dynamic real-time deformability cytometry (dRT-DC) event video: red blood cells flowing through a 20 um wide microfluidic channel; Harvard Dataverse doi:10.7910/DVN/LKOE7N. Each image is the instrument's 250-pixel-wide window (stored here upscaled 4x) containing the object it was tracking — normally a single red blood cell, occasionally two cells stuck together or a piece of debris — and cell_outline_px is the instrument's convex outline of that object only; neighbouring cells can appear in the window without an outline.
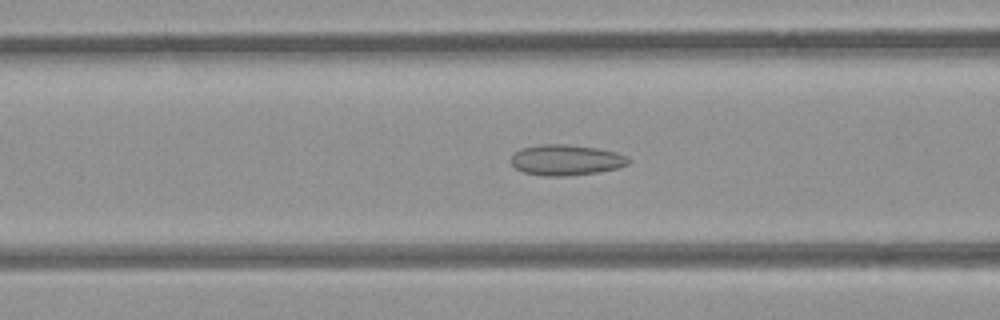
{"species": "common noctule bat (a hibernating species)", "species_latin": "Nyctalus noctula", "temperature_condition": "room temperature", "stored_images_in_passage": 52, "camera_frame_rate_fps": 3000, "um_per_image_px": 0.085, "animal": {"sex": "female", "body_mass_g": 21.9}, "frame": {"image": 1, "passage_image": 20, "time_ms": 6.333, "image_size_px": [1000, 320], "cell_outline_px": [[628, 164], [616, 168], [600, 172], [564, 176], [544, 176], [524, 172], [516, 168], [508, 160], [520, 148], [540, 144], [564, 144], [596, 148], [612, 152], [624, 156], [628, 160]], "centroid_in_image_um": [48.03, 13.6], "position_along_channel_um": 118.6, "area_um2": 20.75}}
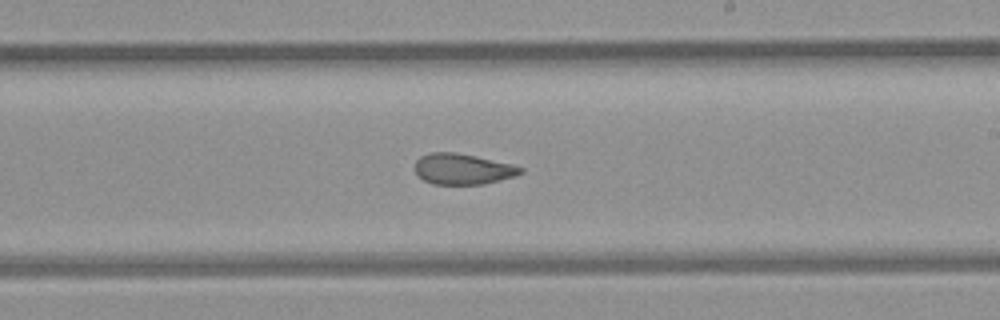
{"frame": {"image": 2, "passage_image": 30, "time_ms": 9.667, "image_size_px": [1000, 320], "cell_outline_px": [[524, 172], [516, 176], [484, 184], [432, 184], [424, 180], [416, 172], [416, 160], [420, 156], [432, 152], [456, 152], [476, 156], [512, 164], [524, 168]], "centroid_in_image_um": [39.36, 14.36], "position_along_channel_um": 249.6, "area_um2": 18.96}}
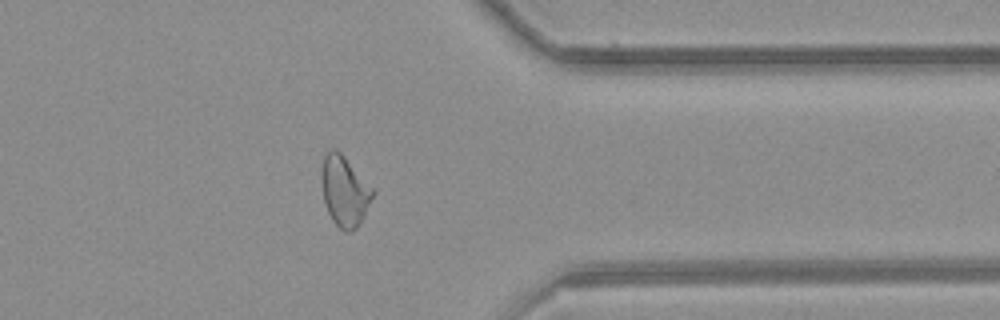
{"frame": {"image": 3, "passage_image": 41, "time_ms": 13.333, "image_size_px": [1000, 320], "cell_outline_px": [[376, 192], [360, 224], [352, 232], [344, 232], [332, 220], [328, 212], [324, 200], [320, 172], [324, 156], [332, 148], [336, 148], [344, 156]], "centroid_in_image_um": [29.29, 16.26], "position_along_channel_um": 382.1, "area_um2": 20.98}, "authors_computed_cell_mechanics": {"area_um2": 20.9525, "velocity_mm_per_s": 3.9325, "shape_relaxation_time_tau1_ms": null, "shape_relaxation_time_tau2_ms": 1.781, "deformation_change_tau1": null, "deformation_change_tau2": 0.0834}}